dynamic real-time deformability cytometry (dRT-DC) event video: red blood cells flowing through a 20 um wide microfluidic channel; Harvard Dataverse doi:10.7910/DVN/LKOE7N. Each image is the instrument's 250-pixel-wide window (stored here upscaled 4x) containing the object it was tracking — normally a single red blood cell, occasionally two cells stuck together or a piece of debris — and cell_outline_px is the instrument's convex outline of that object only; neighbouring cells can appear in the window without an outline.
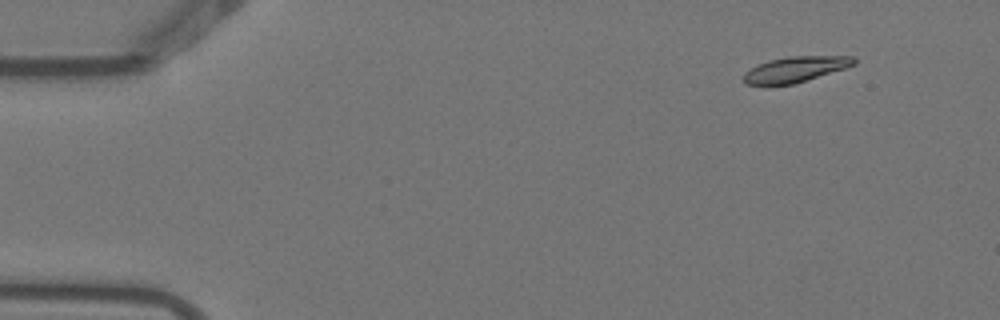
{"species": "Egyptian fruit bat (a non-hibernating species)", "species_latin": "Rousettus aegyptiacus", "temperature_condition": "warm", "stored_images_in_passage": 5, "camera_frame_rate_fps": 3000, "um_per_image_px": 0.085, "animal": {"sex": "female"}, "frame": {"image": 1, "passage_image": 1, "time_ms": 0.0, "image_size_px": [1000, 320], "cell_outline_px": [[856, 64], [844, 68], [792, 84], [744, 84], [744, 72], [756, 64], [768, 60], [788, 56], [856, 56]], "centroid_in_image_um": [67.59, 5.86], "position_along_channel_um": 17.4, "area_um2": 16.24}}
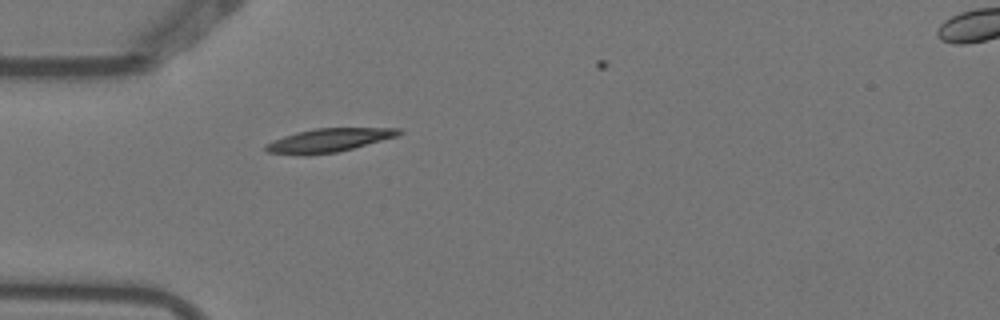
{"frame": {"image": 2, "passage_image": 4, "time_ms": 1.0, "image_size_px": [1000, 320], "cell_outline_px": [[404, 132], [396, 136], [352, 148], [336, 152], [308, 156], [300, 156], [268, 152], [264, 148], [264, 144], [272, 140], [296, 132], [316, 128], [400, 128]], "centroid_in_image_um": [27.87, 11.93], "position_along_channel_um": 57.1, "area_um2": 18.32}}